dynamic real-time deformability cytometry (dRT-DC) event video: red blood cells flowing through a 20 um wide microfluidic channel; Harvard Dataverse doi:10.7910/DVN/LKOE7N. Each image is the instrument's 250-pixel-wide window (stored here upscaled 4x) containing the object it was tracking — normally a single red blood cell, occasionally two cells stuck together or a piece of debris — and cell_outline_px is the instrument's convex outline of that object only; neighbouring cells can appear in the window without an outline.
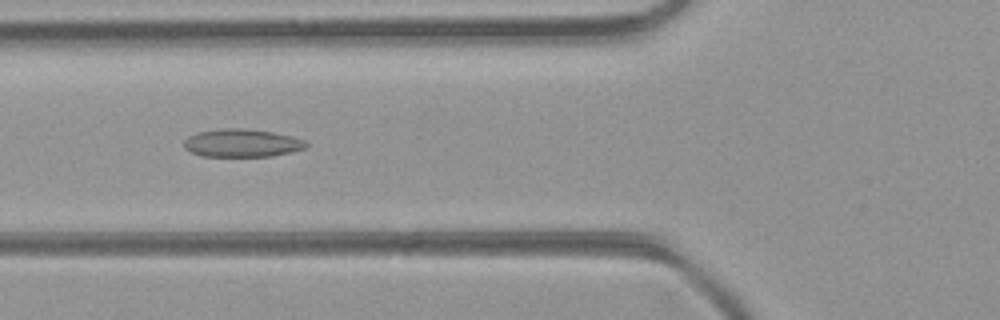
{"species": "common noctule bat (a hibernating species)", "species_latin": "Nyctalus noctula", "temperature_condition": "room temperature", "stored_images_in_passage": 38, "camera_frame_rate_fps": 3000, "um_per_image_px": 0.085, "animal": {"sex": "female", "body_mass_g": 21.9}, "frame": {"image": 1, "passage_image": 10, "time_ms": 3.0, "image_size_px": [1000, 320], "cell_outline_px": [[308, 144], [304, 148], [292, 152], [272, 156], [200, 156], [184, 148], [184, 140], [188, 136], [196, 132], [220, 128], [244, 128], [272, 132], [292, 136], [304, 140]], "centroid_in_image_um": [20.54, 12.15], "position_along_channel_um": 105.3, "area_um2": 20.0}}
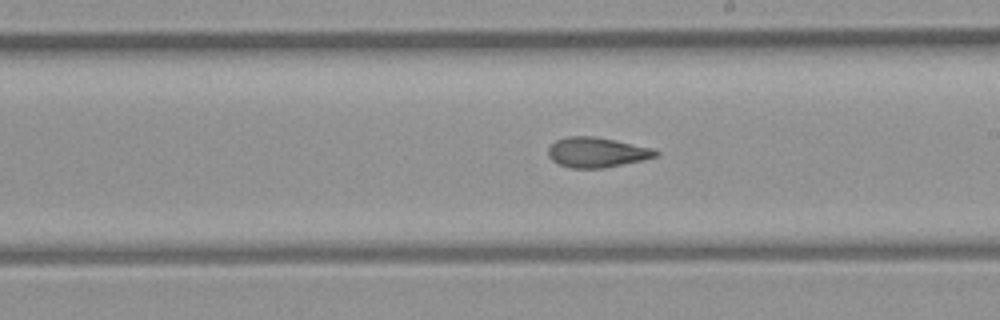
{"frame": {"image": 2, "passage_image": 19, "time_ms": 6.0, "image_size_px": [1000, 320], "cell_outline_px": [[660, 156], [644, 160], [604, 168], [572, 168], [560, 164], [552, 160], [548, 156], [548, 148], [556, 140], [568, 136], [592, 136], [652, 148], [660, 152]], "centroid_in_image_um": [50.75, 12.96], "position_along_channel_um": 238.3, "area_um2": 18.73}}
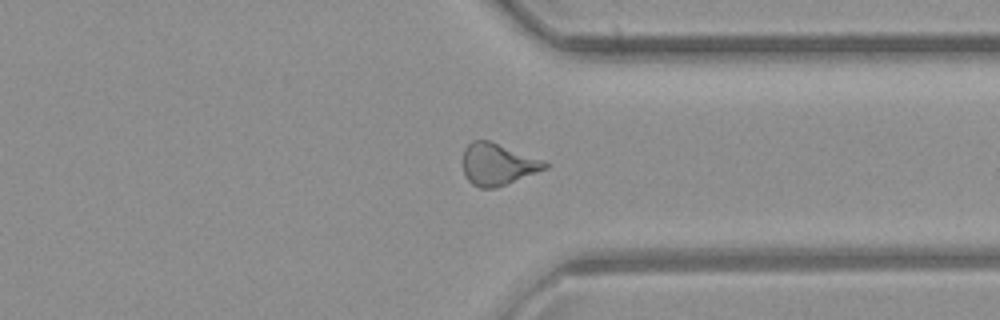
{"frame": {"image": 3, "passage_image": 28, "time_ms": 9.0, "image_size_px": [1000, 320], "cell_outline_px": [[548, 168], [496, 188], [480, 188], [472, 184], [464, 176], [464, 148], [472, 140], [488, 140], [544, 160], [548, 164]], "centroid_in_image_um": [42.3, 13.97], "position_along_channel_um": 369.1, "area_um2": 19.88}, "authors_computed_cell_mechanics": {"area_um2": 19.2763, "velocity_mm_per_s": 4.4115, "shape_relaxation_time_tau1_ms": null, "shape_relaxation_time_tau2_ms": 2.2426, "deformation_change_tau1": null, "deformation_change_tau2": 0.1009}}